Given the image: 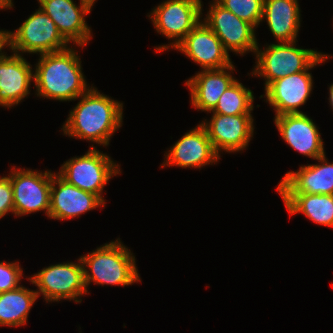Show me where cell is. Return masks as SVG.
Listing matches in <instances>:
<instances>
[{
  "instance_id": "6da1fadb",
  "label": "cell",
  "mask_w": 333,
  "mask_h": 333,
  "mask_svg": "<svg viewBox=\"0 0 333 333\" xmlns=\"http://www.w3.org/2000/svg\"><path fill=\"white\" fill-rule=\"evenodd\" d=\"M70 112L63 125L65 135L107 146L112 134L121 127L123 103L91 87Z\"/></svg>"
},
{
  "instance_id": "7a4b0ae2",
  "label": "cell",
  "mask_w": 333,
  "mask_h": 333,
  "mask_svg": "<svg viewBox=\"0 0 333 333\" xmlns=\"http://www.w3.org/2000/svg\"><path fill=\"white\" fill-rule=\"evenodd\" d=\"M77 55L72 48L40 55L33 74L37 96L71 101L89 90Z\"/></svg>"
},
{
  "instance_id": "3957f363",
  "label": "cell",
  "mask_w": 333,
  "mask_h": 333,
  "mask_svg": "<svg viewBox=\"0 0 333 333\" xmlns=\"http://www.w3.org/2000/svg\"><path fill=\"white\" fill-rule=\"evenodd\" d=\"M111 241L86 256H81L86 288L90 282L105 285H131L140 277L135 257L120 240ZM86 268H89V272Z\"/></svg>"
},
{
  "instance_id": "277c9868",
  "label": "cell",
  "mask_w": 333,
  "mask_h": 333,
  "mask_svg": "<svg viewBox=\"0 0 333 333\" xmlns=\"http://www.w3.org/2000/svg\"><path fill=\"white\" fill-rule=\"evenodd\" d=\"M6 46L14 53L47 54L65 50L68 42L53 20L39 7L15 32H5Z\"/></svg>"
},
{
  "instance_id": "5b68a950",
  "label": "cell",
  "mask_w": 333,
  "mask_h": 333,
  "mask_svg": "<svg viewBox=\"0 0 333 333\" xmlns=\"http://www.w3.org/2000/svg\"><path fill=\"white\" fill-rule=\"evenodd\" d=\"M296 42L270 44L263 51L256 48V68L252 75L264 77L265 88L273 81L305 71L322 53L294 47Z\"/></svg>"
},
{
  "instance_id": "8992f818",
  "label": "cell",
  "mask_w": 333,
  "mask_h": 333,
  "mask_svg": "<svg viewBox=\"0 0 333 333\" xmlns=\"http://www.w3.org/2000/svg\"><path fill=\"white\" fill-rule=\"evenodd\" d=\"M119 171V165L92 146L85 155L63 163L58 175L68 184L98 195L105 202L102 190L112 175L121 173Z\"/></svg>"
},
{
  "instance_id": "52a82bcc",
  "label": "cell",
  "mask_w": 333,
  "mask_h": 333,
  "mask_svg": "<svg viewBox=\"0 0 333 333\" xmlns=\"http://www.w3.org/2000/svg\"><path fill=\"white\" fill-rule=\"evenodd\" d=\"M79 263H61L43 268L30 279L32 284L37 285V296L43 295L46 302H54L63 299L80 302L78 297L88 293L84 281V268L81 258Z\"/></svg>"
},
{
  "instance_id": "ba28073f",
  "label": "cell",
  "mask_w": 333,
  "mask_h": 333,
  "mask_svg": "<svg viewBox=\"0 0 333 333\" xmlns=\"http://www.w3.org/2000/svg\"><path fill=\"white\" fill-rule=\"evenodd\" d=\"M53 174L48 170L42 173L31 169H11L9 178L12 184L15 216L44 210L49 217Z\"/></svg>"
},
{
  "instance_id": "9c48e42d",
  "label": "cell",
  "mask_w": 333,
  "mask_h": 333,
  "mask_svg": "<svg viewBox=\"0 0 333 333\" xmlns=\"http://www.w3.org/2000/svg\"><path fill=\"white\" fill-rule=\"evenodd\" d=\"M329 57L321 54L305 71L277 79L265 88L264 96L270 106L275 108V116L303 113L298 108L309 99L313 87L312 75L307 71Z\"/></svg>"
},
{
  "instance_id": "30bf717a",
  "label": "cell",
  "mask_w": 333,
  "mask_h": 333,
  "mask_svg": "<svg viewBox=\"0 0 333 333\" xmlns=\"http://www.w3.org/2000/svg\"><path fill=\"white\" fill-rule=\"evenodd\" d=\"M201 14V0H167L158 5L149 17L157 33L175 40L171 43L175 48L201 21Z\"/></svg>"
},
{
  "instance_id": "8fae6325",
  "label": "cell",
  "mask_w": 333,
  "mask_h": 333,
  "mask_svg": "<svg viewBox=\"0 0 333 333\" xmlns=\"http://www.w3.org/2000/svg\"><path fill=\"white\" fill-rule=\"evenodd\" d=\"M204 23L216 34L224 48L243 55L256 51L255 28L221 6L216 0L210 5Z\"/></svg>"
},
{
  "instance_id": "7c38bea8",
  "label": "cell",
  "mask_w": 333,
  "mask_h": 333,
  "mask_svg": "<svg viewBox=\"0 0 333 333\" xmlns=\"http://www.w3.org/2000/svg\"><path fill=\"white\" fill-rule=\"evenodd\" d=\"M40 8L53 20L58 32L69 43L80 47L87 44L91 30L85 23L87 15L95 3L93 0H80V6L73 0H38Z\"/></svg>"
},
{
  "instance_id": "4fadbf2b",
  "label": "cell",
  "mask_w": 333,
  "mask_h": 333,
  "mask_svg": "<svg viewBox=\"0 0 333 333\" xmlns=\"http://www.w3.org/2000/svg\"><path fill=\"white\" fill-rule=\"evenodd\" d=\"M199 22L175 47L200 64L203 70L222 69L232 64L228 51L216 34Z\"/></svg>"
},
{
  "instance_id": "5bb4252c",
  "label": "cell",
  "mask_w": 333,
  "mask_h": 333,
  "mask_svg": "<svg viewBox=\"0 0 333 333\" xmlns=\"http://www.w3.org/2000/svg\"><path fill=\"white\" fill-rule=\"evenodd\" d=\"M214 150L236 152L245 149L253 136L254 126L251 114L222 115L213 113L211 121L201 123Z\"/></svg>"
},
{
  "instance_id": "9a60e30c",
  "label": "cell",
  "mask_w": 333,
  "mask_h": 333,
  "mask_svg": "<svg viewBox=\"0 0 333 333\" xmlns=\"http://www.w3.org/2000/svg\"><path fill=\"white\" fill-rule=\"evenodd\" d=\"M165 156L167 160L163 162V167L176 165L182 168L199 169L210 163H216L220 158L202 124L182 136Z\"/></svg>"
},
{
  "instance_id": "2e32d148",
  "label": "cell",
  "mask_w": 333,
  "mask_h": 333,
  "mask_svg": "<svg viewBox=\"0 0 333 333\" xmlns=\"http://www.w3.org/2000/svg\"><path fill=\"white\" fill-rule=\"evenodd\" d=\"M274 121L283 140L294 150L315 160L325 154L320 132L306 114H283Z\"/></svg>"
},
{
  "instance_id": "e0dca14e",
  "label": "cell",
  "mask_w": 333,
  "mask_h": 333,
  "mask_svg": "<svg viewBox=\"0 0 333 333\" xmlns=\"http://www.w3.org/2000/svg\"><path fill=\"white\" fill-rule=\"evenodd\" d=\"M98 206H105V202L98 195L68 184L58 174H53L49 218L71 219Z\"/></svg>"
},
{
  "instance_id": "ac0fdd59",
  "label": "cell",
  "mask_w": 333,
  "mask_h": 333,
  "mask_svg": "<svg viewBox=\"0 0 333 333\" xmlns=\"http://www.w3.org/2000/svg\"><path fill=\"white\" fill-rule=\"evenodd\" d=\"M317 160L321 164L301 166L297 172H287L277 186L279 193L333 195V162L325 154Z\"/></svg>"
},
{
  "instance_id": "d6986e66",
  "label": "cell",
  "mask_w": 333,
  "mask_h": 333,
  "mask_svg": "<svg viewBox=\"0 0 333 333\" xmlns=\"http://www.w3.org/2000/svg\"><path fill=\"white\" fill-rule=\"evenodd\" d=\"M31 80L32 68L21 54L6 56L0 52V105L10 108L18 104L30 94Z\"/></svg>"
},
{
  "instance_id": "ffe728a7",
  "label": "cell",
  "mask_w": 333,
  "mask_h": 333,
  "mask_svg": "<svg viewBox=\"0 0 333 333\" xmlns=\"http://www.w3.org/2000/svg\"><path fill=\"white\" fill-rule=\"evenodd\" d=\"M228 70H234L233 64L222 69L203 70L186 81L195 108L207 112L215 108L220 96L236 80L226 72Z\"/></svg>"
},
{
  "instance_id": "44dd1931",
  "label": "cell",
  "mask_w": 333,
  "mask_h": 333,
  "mask_svg": "<svg viewBox=\"0 0 333 333\" xmlns=\"http://www.w3.org/2000/svg\"><path fill=\"white\" fill-rule=\"evenodd\" d=\"M298 0H264L263 16L279 42H296L300 28Z\"/></svg>"
},
{
  "instance_id": "7402d4cb",
  "label": "cell",
  "mask_w": 333,
  "mask_h": 333,
  "mask_svg": "<svg viewBox=\"0 0 333 333\" xmlns=\"http://www.w3.org/2000/svg\"><path fill=\"white\" fill-rule=\"evenodd\" d=\"M289 213H303L311 221L333 227V195L280 193Z\"/></svg>"
},
{
  "instance_id": "603a6c76",
  "label": "cell",
  "mask_w": 333,
  "mask_h": 333,
  "mask_svg": "<svg viewBox=\"0 0 333 333\" xmlns=\"http://www.w3.org/2000/svg\"><path fill=\"white\" fill-rule=\"evenodd\" d=\"M37 298L36 291L26 289L22 285L17 289L0 293V325H25Z\"/></svg>"
},
{
  "instance_id": "cb8c5ba5",
  "label": "cell",
  "mask_w": 333,
  "mask_h": 333,
  "mask_svg": "<svg viewBox=\"0 0 333 333\" xmlns=\"http://www.w3.org/2000/svg\"><path fill=\"white\" fill-rule=\"evenodd\" d=\"M253 101V92L236 79L220 96L212 112L222 115L251 114Z\"/></svg>"
},
{
  "instance_id": "d4e9b609",
  "label": "cell",
  "mask_w": 333,
  "mask_h": 333,
  "mask_svg": "<svg viewBox=\"0 0 333 333\" xmlns=\"http://www.w3.org/2000/svg\"><path fill=\"white\" fill-rule=\"evenodd\" d=\"M221 6L235 14L254 28L260 24L263 16L264 0H216Z\"/></svg>"
},
{
  "instance_id": "484cf974",
  "label": "cell",
  "mask_w": 333,
  "mask_h": 333,
  "mask_svg": "<svg viewBox=\"0 0 333 333\" xmlns=\"http://www.w3.org/2000/svg\"><path fill=\"white\" fill-rule=\"evenodd\" d=\"M22 269L19 262L6 263L0 261V293L20 287Z\"/></svg>"
},
{
  "instance_id": "4316f807",
  "label": "cell",
  "mask_w": 333,
  "mask_h": 333,
  "mask_svg": "<svg viewBox=\"0 0 333 333\" xmlns=\"http://www.w3.org/2000/svg\"><path fill=\"white\" fill-rule=\"evenodd\" d=\"M14 213L13 191L9 176L0 177V218L6 213Z\"/></svg>"
},
{
  "instance_id": "83f0119b",
  "label": "cell",
  "mask_w": 333,
  "mask_h": 333,
  "mask_svg": "<svg viewBox=\"0 0 333 333\" xmlns=\"http://www.w3.org/2000/svg\"><path fill=\"white\" fill-rule=\"evenodd\" d=\"M12 0H0V9L12 8Z\"/></svg>"
},
{
  "instance_id": "f1b7e54d",
  "label": "cell",
  "mask_w": 333,
  "mask_h": 333,
  "mask_svg": "<svg viewBox=\"0 0 333 333\" xmlns=\"http://www.w3.org/2000/svg\"><path fill=\"white\" fill-rule=\"evenodd\" d=\"M5 32L6 31L0 30V52L2 48L6 46Z\"/></svg>"
},
{
  "instance_id": "f546056e",
  "label": "cell",
  "mask_w": 333,
  "mask_h": 333,
  "mask_svg": "<svg viewBox=\"0 0 333 333\" xmlns=\"http://www.w3.org/2000/svg\"><path fill=\"white\" fill-rule=\"evenodd\" d=\"M329 102H330V105L333 109V84L329 87Z\"/></svg>"
}]
</instances>
